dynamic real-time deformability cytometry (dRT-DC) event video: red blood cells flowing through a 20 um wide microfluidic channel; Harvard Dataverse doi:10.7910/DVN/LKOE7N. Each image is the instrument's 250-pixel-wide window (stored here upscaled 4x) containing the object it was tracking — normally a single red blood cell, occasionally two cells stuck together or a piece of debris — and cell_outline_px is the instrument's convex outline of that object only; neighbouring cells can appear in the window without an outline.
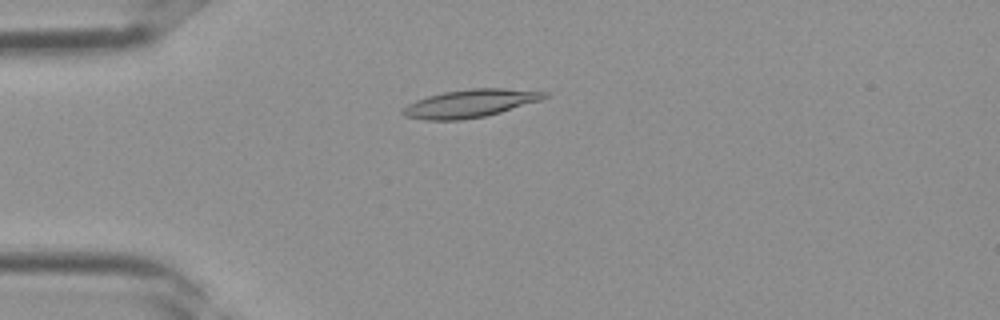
{"species": "Egyptian fruit bat (a non-hibernating species)", "species_latin": "Rousettus aegyptiacus", "temperature_condition": "room temperature", "stored_images_in_passage": 33, "camera_frame_rate_fps": 3000, "um_per_image_px": 0.085, "frame": {"image": 1, "passage_image": 6, "time_ms": 1.667, "image_size_px": [1000, 320], "cell_outline_px": [[548, 96], [540, 100], [500, 112], [484, 116], [460, 120], [424, 120], [404, 116], [400, 112], [408, 104], [416, 100], [428, 96], [444, 92], [472, 88], [504, 88], [548, 92]], "centroid_in_image_um": [39.94, 8.79], "position_along_channel_um": 45.1, "area_um2": 22.83}}
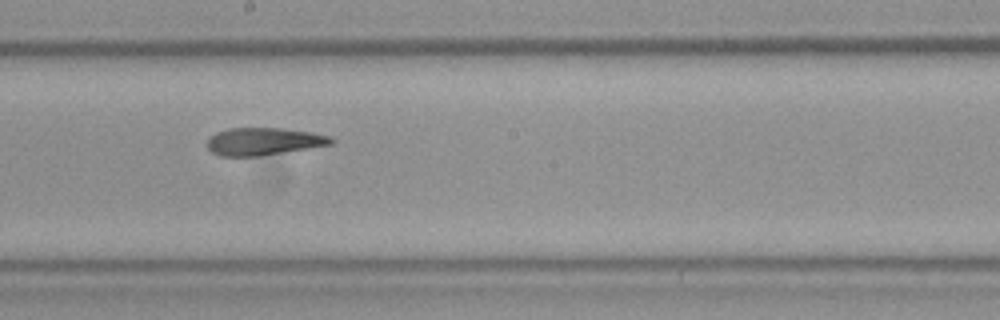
{"frame": {"image": 2, "passage_image": 17, "time_ms": 5.333, "image_size_px": [1000, 320], "cell_outline_px": [[336, 140], [332, 144], [256, 156], [220, 156], [212, 152], [208, 148], [208, 140], [216, 132], [228, 128], [280, 128], [308, 132], [332, 136]], "centroid_in_image_um": [22.4, 12.01], "position_along_channel_um": 225.8, "area_um2": 19.54}}
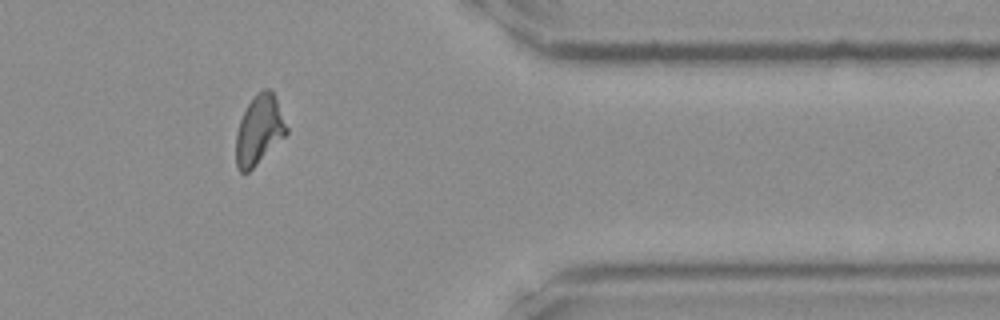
{"frame": {"image": 3, "passage_image": 27, "time_ms": 8.667, "image_size_px": [1000, 320], "cell_outline_px": [[288, 132], [248, 172], [240, 172], [236, 168], [236, 132], [240, 120], [248, 104], [256, 92], [264, 88], [272, 88], [288, 128]], "centroid_in_image_um": [22.01, 11.01], "position_along_channel_um": 389.4, "area_um2": 20.23}}